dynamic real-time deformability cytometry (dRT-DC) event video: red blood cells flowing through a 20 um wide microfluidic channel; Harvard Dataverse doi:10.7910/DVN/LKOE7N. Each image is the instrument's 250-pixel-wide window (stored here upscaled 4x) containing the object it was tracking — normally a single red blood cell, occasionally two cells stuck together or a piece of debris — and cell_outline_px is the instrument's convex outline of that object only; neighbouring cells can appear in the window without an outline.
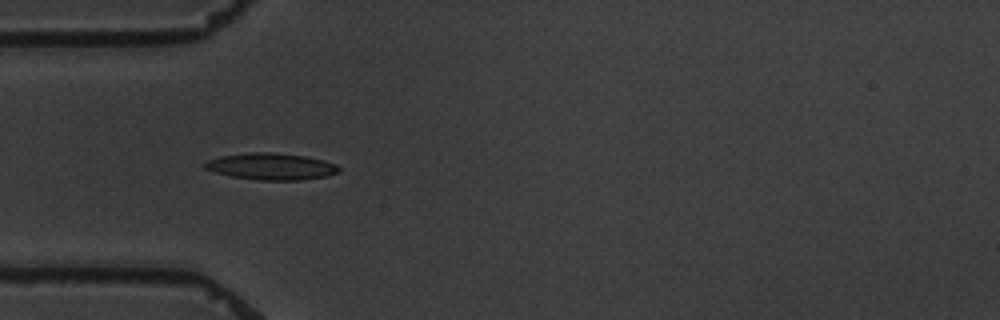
{"species": "common noctule bat (a hibernating species)", "species_latin": "Nyctalus noctula", "temperature_condition": "warm", "stored_images_in_passage": 10, "camera_frame_rate_fps": 3000, "um_per_image_px": 0.085, "animal": {"sex": "male", "body_mass_g": 19.5, "forearm_length_mm": 54.6}, "frame": {"image": 1, "passage_image": 4, "time_ms": 3.333, "image_size_px": [1000, 320], "cell_outline_px": [[340, 172], [328, 176], [300, 180], [256, 180], [232, 176], [216, 172], [204, 168], [200, 164], [208, 160], [220, 156], [248, 152], [268, 152], [308, 156], [324, 160], [336, 164], [340, 168]], "centroid_in_image_um": [23.06, 14.14], "position_along_channel_um": 61.9, "area_um2": 21.04}}
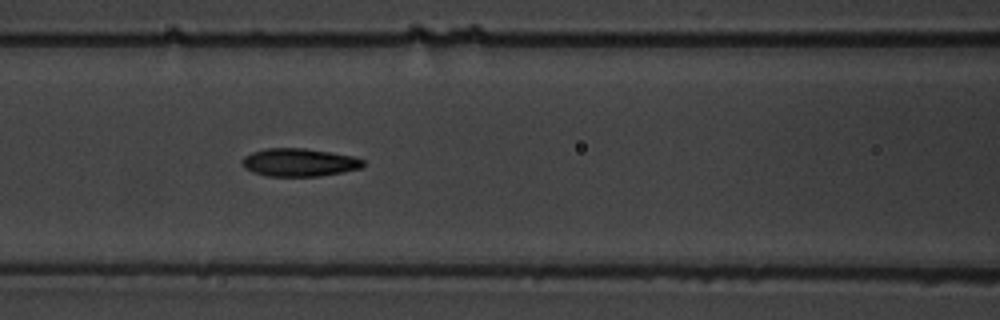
{"frame": {"image": 2, "passage_image": 6, "time_ms": 5.667, "image_size_px": [1000, 320], "cell_outline_px": [[364, 164], [360, 168], [344, 172], [320, 176], [268, 176], [252, 172], [244, 168], [240, 164], [240, 160], [244, 156], [252, 152], [268, 148], [304, 148], [352, 156], [364, 160]], "centroid_in_image_um": [25.38, 13.81], "position_along_channel_um": 141.2, "area_um2": 19.77}}
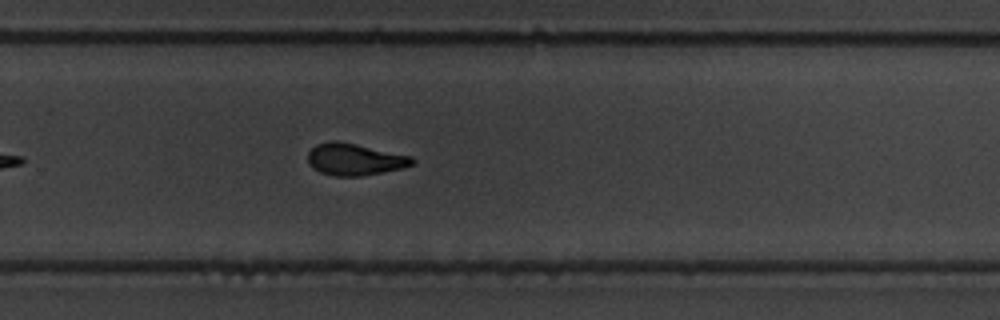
{"frame": {"image": 3, "passage_image": 10, "time_ms": 10.333, "image_size_px": [1000, 320], "cell_outline_px": [[416, 160], [412, 164], [404, 168], [360, 176], [336, 176], [320, 172], [312, 168], [308, 164], [308, 152], [316, 144], [332, 140], [336, 140], [356, 144], [412, 156]], "centroid_in_image_um": [30.13, 13.54], "position_along_channel_um": 299.7, "area_um2": 19.42}}